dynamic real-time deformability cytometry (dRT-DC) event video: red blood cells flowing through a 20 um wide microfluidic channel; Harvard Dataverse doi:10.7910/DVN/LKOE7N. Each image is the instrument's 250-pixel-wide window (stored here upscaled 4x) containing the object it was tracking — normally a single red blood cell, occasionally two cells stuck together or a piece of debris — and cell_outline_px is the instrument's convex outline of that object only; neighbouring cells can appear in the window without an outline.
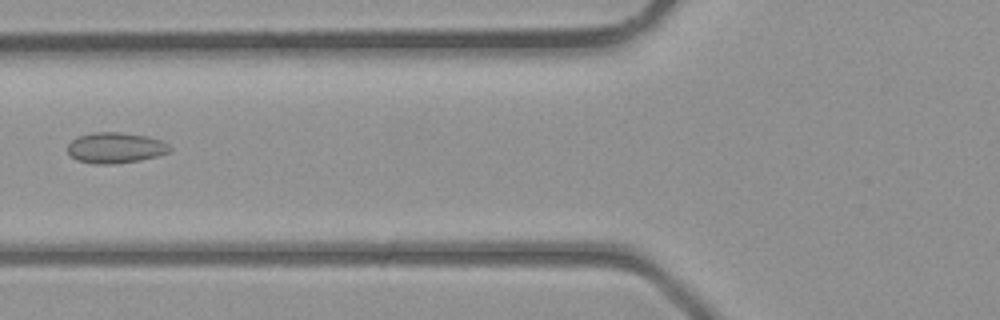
{"species": "common noctule bat (a hibernating species)", "species_latin": "Nyctalus noctula", "temperature_condition": "room temperature", "stored_images_in_passage": 39, "camera_frame_rate_fps": 3000, "um_per_image_px": 0.085, "animal": {"sex": "male", "body_mass_g": 23.1, "forearm_length_mm": 52.7}, "frame": {"image": 1, "passage_image": 15, "time_ms": 4.667, "image_size_px": [1000, 320], "cell_outline_px": [[172, 148], [168, 152], [156, 156], [140, 160], [112, 164], [92, 164], [76, 160], [68, 152], [68, 144], [72, 140], [80, 136], [92, 132], [120, 132], [148, 136], [160, 140], [168, 144]], "centroid_in_image_um": [9.8, 12.56], "position_along_channel_um": 116.0, "area_um2": 18.26}}
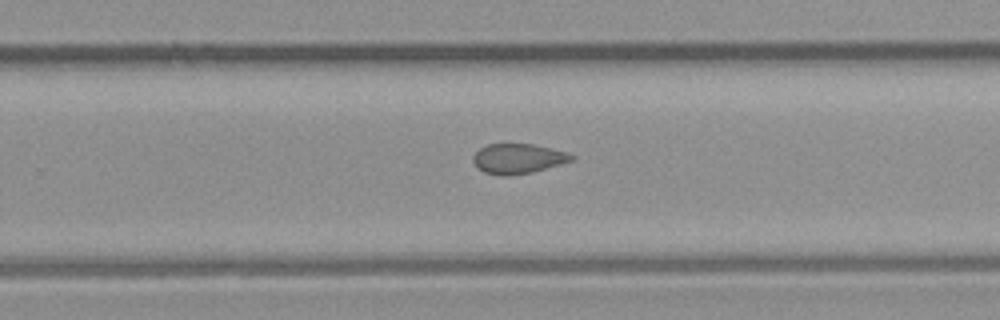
{"frame": {"image": 2, "passage_image": 25, "time_ms": 8.0, "image_size_px": [1000, 320], "cell_outline_px": [[576, 160], [532, 172], [508, 176], [500, 176], [484, 172], [476, 168], [472, 160], [472, 156], [480, 148], [488, 144], [532, 144], [568, 152], [576, 156]], "centroid_in_image_um": [44.04, 13.49], "position_along_channel_um": 285.8, "area_um2": 17.4}}
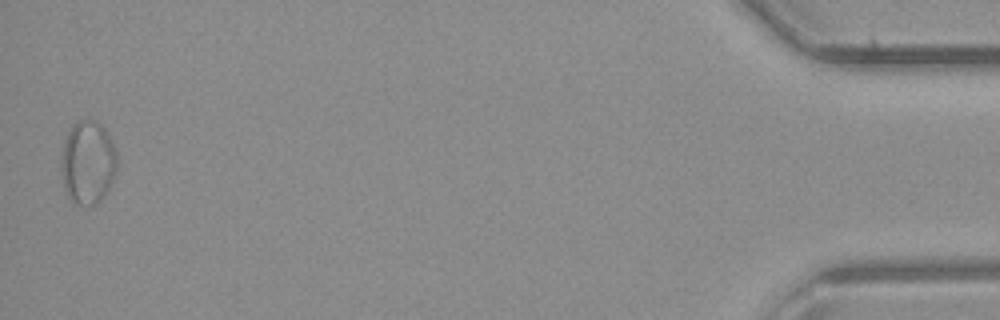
{"frame": {"image": 3, "passage_image": 39, "time_ms": 12.667, "image_size_px": [1000, 320], "cell_outline_px": [[116, 172], [104, 196], [96, 204], [76, 204], [68, 196], [64, 188], [60, 176], [60, 164], [64, 144], [68, 132], [80, 120], [96, 120], [104, 128], [116, 148]], "centroid_in_image_um": [7.45, 13.82], "position_along_channel_um": 427.7, "area_um2": 26.99}}